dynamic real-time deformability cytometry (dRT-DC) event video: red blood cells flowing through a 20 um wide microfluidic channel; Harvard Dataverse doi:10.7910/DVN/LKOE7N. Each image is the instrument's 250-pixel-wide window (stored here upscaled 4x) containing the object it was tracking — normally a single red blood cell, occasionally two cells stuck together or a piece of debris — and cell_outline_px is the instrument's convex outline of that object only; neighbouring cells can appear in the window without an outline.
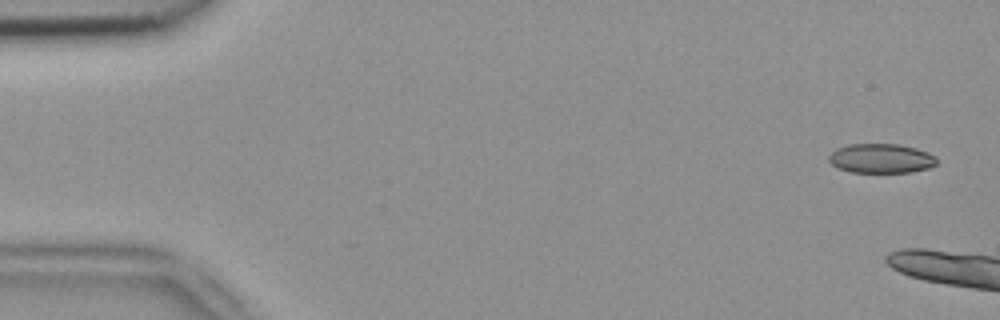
{"species": "common noctule bat (a hibernating species)", "species_latin": "Nyctalus noctula", "temperature_condition": "room temperature", "stored_images_in_passage": 5, "camera_frame_rate_fps": 3000, "um_per_image_px": 0.085, "animal": {"sex": "female", "body_mass_g": 18.4}, "frame": {"image": 1, "passage_image": 1, "time_ms": 0.0, "image_size_px": [1000, 320], "cell_outline_px": [[936, 164], [928, 168], [912, 172], [852, 172], [836, 168], [828, 160], [828, 156], [836, 148], [848, 144], [900, 144], [916, 148], [928, 152], [936, 156]], "centroid_in_image_um": [74.88, 13.46], "position_along_channel_um": 10.1, "area_um2": 18.61}}